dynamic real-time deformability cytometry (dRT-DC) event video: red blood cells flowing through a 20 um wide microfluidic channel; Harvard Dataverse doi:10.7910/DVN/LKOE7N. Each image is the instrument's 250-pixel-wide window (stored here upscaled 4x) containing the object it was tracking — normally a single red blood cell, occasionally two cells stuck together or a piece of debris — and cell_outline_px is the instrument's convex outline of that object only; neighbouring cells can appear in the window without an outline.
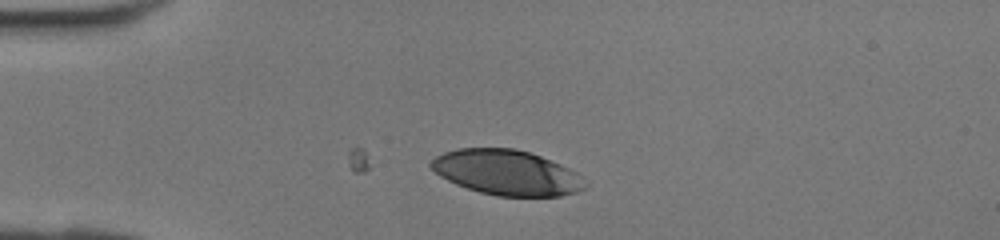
{"species": "human", "species_latin": "Homo sapiens", "temperature_condition": "room temperature", "stored_images_in_passage": 20, "camera_frame_rate_fps": 3000, "um_per_image_px": 0.085, "donor": {"sex": "female"}, "frame": {"image": 1, "passage_image": 1, "time_ms": 0.0, "image_size_px": [1000, 240], "cell_outline_px": [[588, 184], [584, 188], [576, 192], [560, 196], [496, 196], [480, 192], [456, 184], [440, 176], [428, 164], [436, 156], [444, 152], [456, 148], [516, 148], [540, 156], [560, 164], [568, 168], [580, 176]], "centroid_in_image_um": [43.05, 14.66], "position_along_channel_um": 41.9, "area_um2": 40.29}}
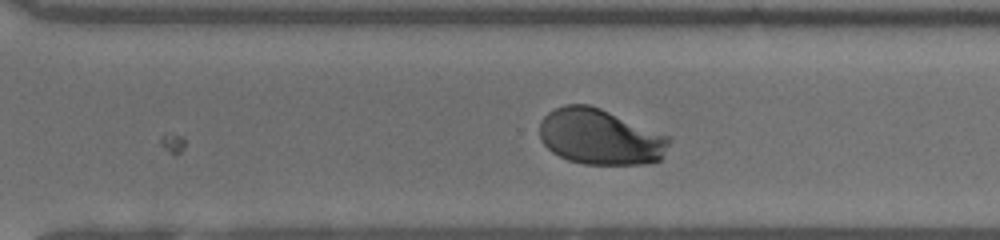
{"frame": {"image": 2, "passage_image": 20, "time_ms": 6.333, "image_size_px": [1000, 240], "cell_outline_px": [[672, 140], [660, 160], [648, 164], [584, 164], [568, 160], [552, 152], [540, 140], [540, 120], [548, 112], [564, 104], [588, 104], [600, 108], [668, 136]], "centroid_in_image_um": [50.99, 11.64], "position_along_channel_um": 319.6, "area_um2": 41.96}}